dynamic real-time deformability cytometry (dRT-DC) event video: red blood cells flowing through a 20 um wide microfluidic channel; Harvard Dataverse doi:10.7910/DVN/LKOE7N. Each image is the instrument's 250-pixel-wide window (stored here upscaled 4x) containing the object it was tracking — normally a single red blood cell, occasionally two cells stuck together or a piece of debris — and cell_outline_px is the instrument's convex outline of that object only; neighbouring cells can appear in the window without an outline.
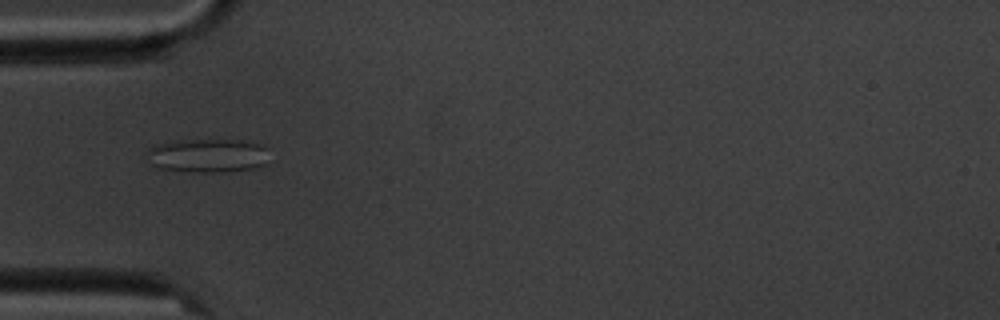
{"species": "common noctule bat (a hibernating species)", "species_latin": "Nyctalus noctula", "temperature_condition": "cold", "stored_images_in_passage": 2, "camera_frame_rate_fps": 3000, "um_per_image_px": 0.085, "animal": {"sex": "male", "body_mass_g": 20.1, "forearm_length_mm": 53.5}, "frame": {"image": 1, "passage_image": 1, "time_ms": 0.0, "image_size_px": [1000, 320], "cell_outline_px": [[268, 148], [264, 164], [252, 168], [224, 172], [188, 172], [156, 168], [148, 164], [144, 156], [144, 152], [148, 148], [156, 144], [176, 140], [236, 140], [260, 144]], "centroid_in_image_um": [17.51, 13.23], "position_along_channel_um": 67.5, "area_um2": 24.51}}
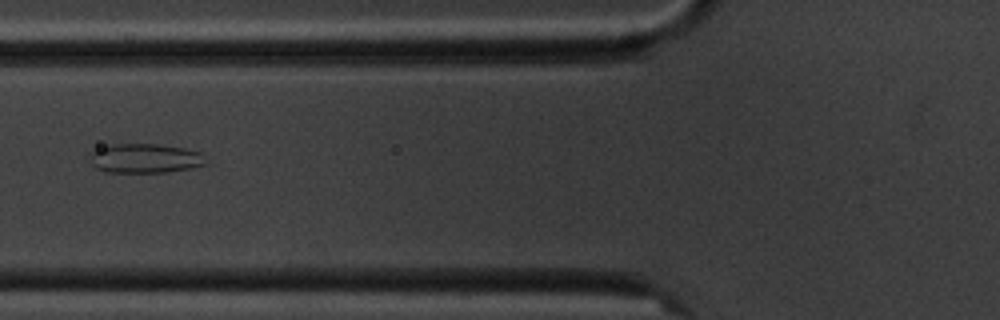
{"frame": {"image": 2, "passage_image": 2, "time_ms": 1.333, "image_size_px": [1000, 320], "cell_outline_px": [[208, 164], [192, 168], [164, 172], [104, 172], [96, 168], [92, 164], [88, 152], [112, 144], [160, 144], [184, 148], [200, 152]], "centroid_in_image_um": [12.31, 13.46], "position_along_channel_um": 113.5, "area_um2": 19.94}}